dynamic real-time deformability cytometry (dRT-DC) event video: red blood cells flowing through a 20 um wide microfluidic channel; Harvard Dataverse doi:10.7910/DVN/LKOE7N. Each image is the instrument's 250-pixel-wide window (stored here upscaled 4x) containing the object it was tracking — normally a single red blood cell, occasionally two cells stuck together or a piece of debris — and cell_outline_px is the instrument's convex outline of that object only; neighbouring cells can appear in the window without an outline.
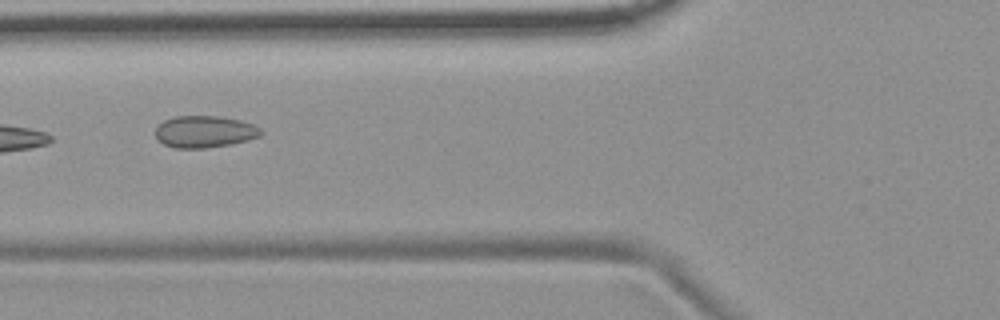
{"species": "common noctule bat (a hibernating species)", "species_latin": "Nyctalus noctula", "temperature_condition": "room temperature", "stored_images_in_passage": 10, "camera_frame_rate_fps": 3000, "um_per_image_px": 0.085, "animal": {"sex": "female", "body_mass_g": 19.9}, "frame": {"image": 1, "passage_image": 5, "time_ms": 5.667, "image_size_px": [1000, 320], "cell_outline_px": [[264, 132], [260, 136], [248, 140], [232, 144], [204, 148], [176, 148], [164, 144], [156, 140], [156, 128], [164, 120], [176, 116], [216, 116], [240, 120], [252, 124], [260, 128]], "centroid_in_image_um": [17.39, 11.2], "position_along_channel_um": 108.4, "area_um2": 19.59}}
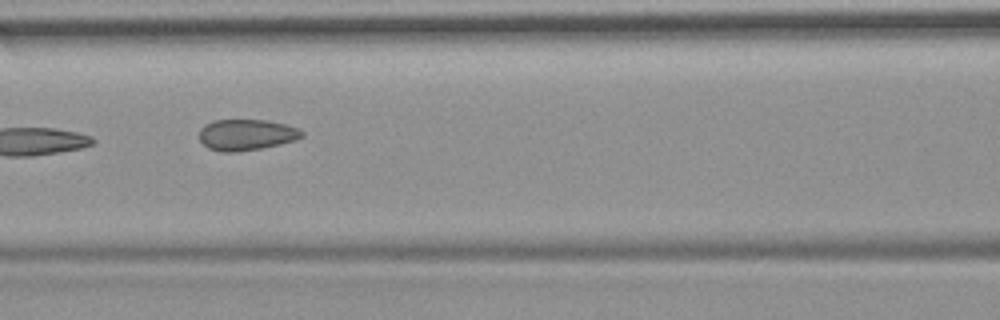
{"frame": {"image": 2, "passage_image": 6, "time_ms": 6.667, "image_size_px": [1000, 320], "cell_outline_px": [[304, 136], [296, 140], [260, 148], [236, 152], [224, 152], [208, 148], [200, 140], [200, 128], [204, 124], [212, 120], [268, 120], [284, 124], [296, 128], [304, 132]], "centroid_in_image_um": [20.92, 11.44], "position_along_channel_um": 145.7, "area_um2": 18.5}}
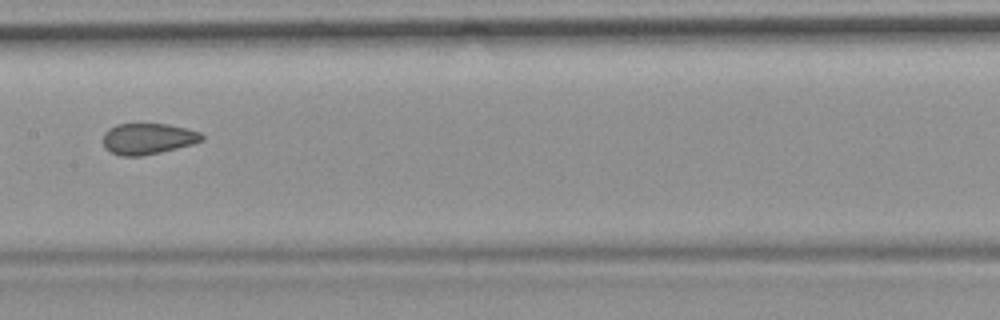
{"frame": {"image": 3, "passage_image": 7, "time_ms": 8.0, "image_size_px": [1000, 320], "cell_outline_px": [[204, 140], [192, 144], [160, 152], [140, 156], [120, 156], [104, 148], [104, 132], [108, 128], [116, 124], [168, 124], [200, 132], [204, 136]], "centroid_in_image_um": [12.56, 11.79], "position_along_channel_um": 194.8, "area_um2": 17.8}}